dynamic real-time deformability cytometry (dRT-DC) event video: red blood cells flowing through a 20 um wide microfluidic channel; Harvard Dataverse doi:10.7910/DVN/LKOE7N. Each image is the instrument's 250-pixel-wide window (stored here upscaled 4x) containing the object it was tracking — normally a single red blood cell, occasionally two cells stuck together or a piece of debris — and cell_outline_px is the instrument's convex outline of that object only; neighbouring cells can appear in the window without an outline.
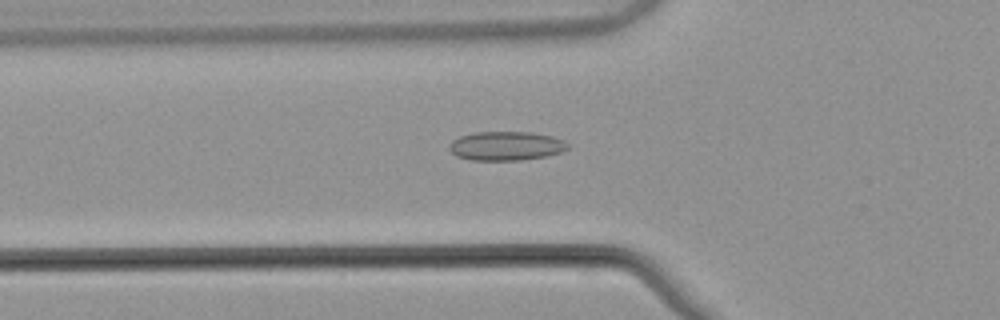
{"species": "common noctule bat (a hibernating species)", "species_latin": "Nyctalus noctula", "temperature_condition": "warm", "stored_images_in_passage": 53, "camera_frame_rate_fps": 3000, "um_per_image_px": 0.085, "animal": {"sex": "male", "body_mass_g": 21.5, "forearm_length_mm": 52.0}, "frame": {"image": 1, "passage_image": 19, "time_ms": 6.0, "image_size_px": [1000, 320], "cell_outline_px": [[568, 148], [560, 152], [544, 156], [520, 160], [472, 160], [456, 156], [448, 148], [448, 144], [452, 140], [460, 136], [472, 132], [528, 132], [552, 136], [564, 140], [568, 144]], "centroid_in_image_um": [42.97, 12.4], "position_along_channel_um": 82.8, "area_um2": 20.0}}
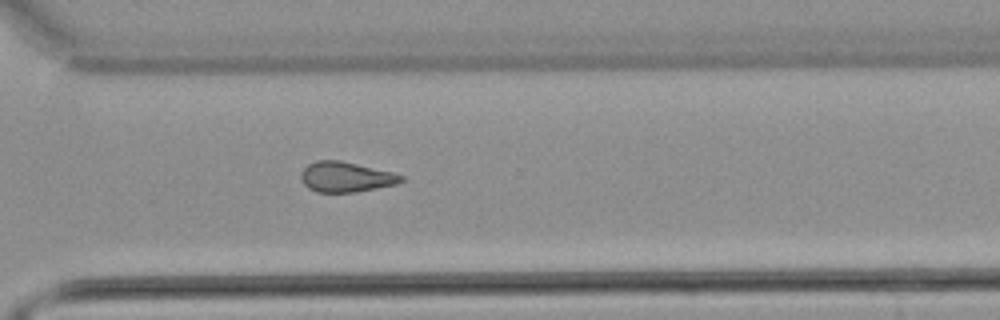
{"frame": {"image": 2, "passage_image": 39, "time_ms": 12.667, "image_size_px": [1000, 320], "cell_outline_px": [[404, 180], [396, 184], [352, 192], [316, 192], [308, 188], [304, 184], [300, 176], [300, 172], [308, 164], [316, 160], [340, 160], [392, 172], [404, 176]], "centroid_in_image_um": [29.36, 15.03], "position_along_channel_um": 341.2, "area_um2": 17.51}}
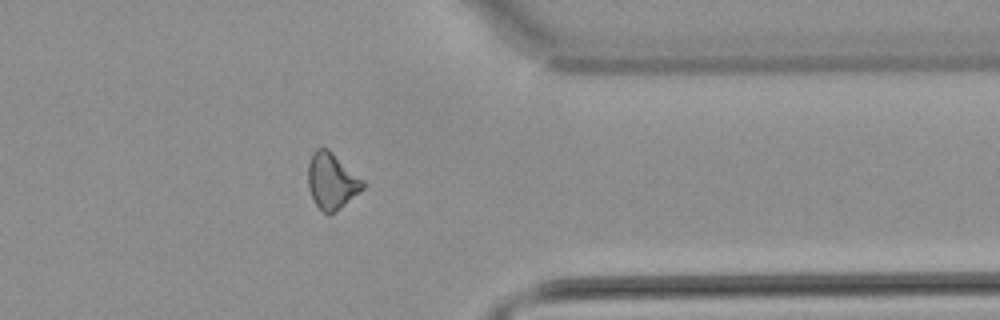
{"frame": {"image": 3, "passage_image": 43, "time_ms": 14.0, "image_size_px": [1000, 320], "cell_outline_px": [[364, 188], [344, 204], [328, 216], [316, 204], [308, 188], [308, 164], [312, 152], [316, 148], [328, 148], [364, 180]], "centroid_in_image_um": [28.18, 15.35], "position_along_channel_um": 383.2, "area_um2": 17.74}, "authors_computed_cell_mechanics": {"area_um2": 18.0914, "velocity_mm_per_s": 3.8676, "shape_relaxation_time_tau1_ms": null, "shape_relaxation_time_tau2_ms": 3.7387, "deformation_change_tau1": null, "deformation_change_tau2": 0.1055}}